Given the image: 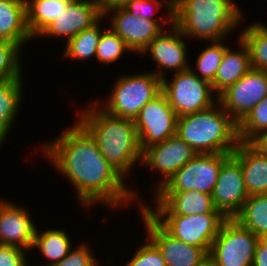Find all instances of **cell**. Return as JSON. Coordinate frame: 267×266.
Segmentation results:
<instances>
[{
  "mask_svg": "<svg viewBox=\"0 0 267 266\" xmlns=\"http://www.w3.org/2000/svg\"><path fill=\"white\" fill-rule=\"evenodd\" d=\"M31 38L26 23L25 0H0V39L22 47Z\"/></svg>",
  "mask_w": 267,
  "mask_h": 266,
  "instance_id": "cell-22",
  "label": "cell"
},
{
  "mask_svg": "<svg viewBox=\"0 0 267 266\" xmlns=\"http://www.w3.org/2000/svg\"><path fill=\"white\" fill-rule=\"evenodd\" d=\"M226 48L227 46H224L220 41H211L210 46L205 48L197 58L196 69L200 74L194 70L192 71L199 78L211 84L217 74Z\"/></svg>",
  "mask_w": 267,
  "mask_h": 266,
  "instance_id": "cell-30",
  "label": "cell"
},
{
  "mask_svg": "<svg viewBox=\"0 0 267 266\" xmlns=\"http://www.w3.org/2000/svg\"><path fill=\"white\" fill-rule=\"evenodd\" d=\"M164 3V4H163ZM167 5L168 9V17H165L167 19H164L165 23H170L168 25H172L173 24V8L169 5V3L167 1H159V0H133L131 2H129L126 6H124V8L130 12L131 14H133L135 17H140V18H144V19H149L152 21L157 22L161 27H162V23L158 22L155 18H153L152 12L154 13L156 11V7L155 9H153V6H157V9H159V6L162 7L163 5ZM159 5V6H158ZM154 10V11H153Z\"/></svg>",
  "mask_w": 267,
  "mask_h": 266,
  "instance_id": "cell-33",
  "label": "cell"
},
{
  "mask_svg": "<svg viewBox=\"0 0 267 266\" xmlns=\"http://www.w3.org/2000/svg\"><path fill=\"white\" fill-rule=\"evenodd\" d=\"M232 155L241 164L247 194H267V155L252 142H239Z\"/></svg>",
  "mask_w": 267,
  "mask_h": 266,
  "instance_id": "cell-20",
  "label": "cell"
},
{
  "mask_svg": "<svg viewBox=\"0 0 267 266\" xmlns=\"http://www.w3.org/2000/svg\"><path fill=\"white\" fill-rule=\"evenodd\" d=\"M182 0H167L169 5L174 8L178 3H180Z\"/></svg>",
  "mask_w": 267,
  "mask_h": 266,
  "instance_id": "cell-41",
  "label": "cell"
},
{
  "mask_svg": "<svg viewBox=\"0 0 267 266\" xmlns=\"http://www.w3.org/2000/svg\"><path fill=\"white\" fill-rule=\"evenodd\" d=\"M73 0H25L26 23L30 35L38 36L53 20L68 9Z\"/></svg>",
  "mask_w": 267,
  "mask_h": 266,
  "instance_id": "cell-23",
  "label": "cell"
},
{
  "mask_svg": "<svg viewBox=\"0 0 267 266\" xmlns=\"http://www.w3.org/2000/svg\"><path fill=\"white\" fill-rule=\"evenodd\" d=\"M170 235L207 254L226 218L218 211L201 215H151Z\"/></svg>",
  "mask_w": 267,
  "mask_h": 266,
  "instance_id": "cell-8",
  "label": "cell"
},
{
  "mask_svg": "<svg viewBox=\"0 0 267 266\" xmlns=\"http://www.w3.org/2000/svg\"><path fill=\"white\" fill-rule=\"evenodd\" d=\"M266 96L267 73L251 68L217 100L223 109L239 123Z\"/></svg>",
  "mask_w": 267,
  "mask_h": 266,
  "instance_id": "cell-11",
  "label": "cell"
},
{
  "mask_svg": "<svg viewBox=\"0 0 267 266\" xmlns=\"http://www.w3.org/2000/svg\"><path fill=\"white\" fill-rule=\"evenodd\" d=\"M172 33L162 31L142 53L149 52L156 62L158 71L153 72L157 77L163 79L164 70H174L175 73L191 68L187 63V45L182 39L185 37L182 32L174 25H170ZM162 69V70H161Z\"/></svg>",
  "mask_w": 267,
  "mask_h": 266,
  "instance_id": "cell-17",
  "label": "cell"
},
{
  "mask_svg": "<svg viewBox=\"0 0 267 266\" xmlns=\"http://www.w3.org/2000/svg\"><path fill=\"white\" fill-rule=\"evenodd\" d=\"M111 92L102 110L112 116L134 120L145 104L162 92V79L153 71L124 75L118 77Z\"/></svg>",
  "mask_w": 267,
  "mask_h": 266,
  "instance_id": "cell-5",
  "label": "cell"
},
{
  "mask_svg": "<svg viewBox=\"0 0 267 266\" xmlns=\"http://www.w3.org/2000/svg\"><path fill=\"white\" fill-rule=\"evenodd\" d=\"M257 148H259L265 155H267V132L260 135L256 140L252 142Z\"/></svg>",
  "mask_w": 267,
  "mask_h": 266,
  "instance_id": "cell-39",
  "label": "cell"
},
{
  "mask_svg": "<svg viewBox=\"0 0 267 266\" xmlns=\"http://www.w3.org/2000/svg\"><path fill=\"white\" fill-rule=\"evenodd\" d=\"M238 40L241 50L231 51L229 47L225 49L217 74L211 83L214 93L216 91V99L251 69L249 49L242 39Z\"/></svg>",
  "mask_w": 267,
  "mask_h": 266,
  "instance_id": "cell-21",
  "label": "cell"
},
{
  "mask_svg": "<svg viewBox=\"0 0 267 266\" xmlns=\"http://www.w3.org/2000/svg\"><path fill=\"white\" fill-rule=\"evenodd\" d=\"M110 11L114 13L111 17V29L124 40L131 51L138 54H141L163 30L157 22L135 17L124 7L110 9L103 17Z\"/></svg>",
  "mask_w": 267,
  "mask_h": 266,
  "instance_id": "cell-16",
  "label": "cell"
},
{
  "mask_svg": "<svg viewBox=\"0 0 267 266\" xmlns=\"http://www.w3.org/2000/svg\"><path fill=\"white\" fill-rule=\"evenodd\" d=\"M97 2L92 0H73L58 18L53 20L37 37L53 36L67 38V42L81 31L92 27L99 20L102 21Z\"/></svg>",
  "mask_w": 267,
  "mask_h": 266,
  "instance_id": "cell-15",
  "label": "cell"
},
{
  "mask_svg": "<svg viewBox=\"0 0 267 266\" xmlns=\"http://www.w3.org/2000/svg\"><path fill=\"white\" fill-rule=\"evenodd\" d=\"M259 239L267 235V194L250 195L233 218Z\"/></svg>",
  "mask_w": 267,
  "mask_h": 266,
  "instance_id": "cell-25",
  "label": "cell"
},
{
  "mask_svg": "<svg viewBox=\"0 0 267 266\" xmlns=\"http://www.w3.org/2000/svg\"><path fill=\"white\" fill-rule=\"evenodd\" d=\"M99 20L92 27L85 29L66 43L64 57L78 60L87 59L96 55L97 46L101 37Z\"/></svg>",
  "mask_w": 267,
  "mask_h": 266,
  "instance_id": "cell-28",
  "label": "cell"
},
{
  "mask_svg": "<svg viewBox=\"0 0 267 266\" xmlns=\"http://www.w3.org/2000/svg\"><path fill=\"white\" fill-rule=\"evenodd\" d=\"M23 79L0 80V146L7 138L22 99Z\"/></svg>",
  "mask_w": 267,
  "mask_h": 266,
  "instance_id": "cell-24",
  "label": "cell"
},
{
  "mask_svg": "<svg viewBox=\"0 0 267 266\" xmlns=\"http://www.w3.org/2000/svg\"><path fill=\"white\" fill-rule=\"evenodd\" d=\"M147 239L125 266H166L161 251L149 238Z\"/></svg>",
  "mask_w": 267,
  "mask_h": 266,
  "instance_id": "cell-34",
  "label": "cell"
},
{
  "mask_svg": "<svg viewBox=\"0 0 267 266\" xmlns=\"http://www.w3.org/2000/svg\"><path fill=\"white\" fill-rule=\"evenodd\" d=\"M33 247L38 248L46 259L52 261L47 266L63 260L72 249L70 238L66 232L58 229H47L40 233L36 229Z\"/></svg>",
  "mask_w": 267,
  "mask_h": 266,
  "instance_id": "cell-26",
  "label": "cell"
},
{
  "mask_svg": "<svg viewBox=\"0 0 267 266\" xmlns=\"http://www.w3.org/2000/svg\"><path fill=\"white\" fill-rule=\"evenodd\" d=\"M261 240L267 245V235H265Z\"/></svg>",
  "mask_w": 267,
  "mask_h": 266,
  "instance_id": "cell-42",
  "label": "cell"
},
{
  "mask_svg": "<svg viewBox=\"0 0 267 266\" xmlns=\"http://www.w3.org/2000/svg\"><path fill=\"white\" fill-rule=\"evenodd\" d=\"M140 214L146 234L161 251L166 266H198L208 254L195 245H189L170 235L141 205Z\"/></svg>",
  "mask_w": 267,
  "mask_h": 266,
  "instance_id": "cell-12",
  "label": "cell"
},
{
  "mask_svg": "<svg viewBox=\"0 0 267 266\" xmlns=\"http://www.w3.org/2000/svg\"><path fill=\"white\" fill-rule=\"evenodd\" d=\"M125 51L131 52L124 40L111 28L108 30L104 28L101 32L95 55L98 62L106 65L114 63Z\"/></svg>",
  "mask_w": 267,
  "mask_h": 266,
  "instance_id": "cell-31",
  "label": "cell"
},
{
  "mask_svg": "<svg viewBox=\"0 0 267 266\" xmlns=\"http://www.w3.org/2000/svg\"><path fill=\"white\" fill-rule=\"evenodd\" d=\"M82 112L78 122L94 138L109 164L123 177L135 163H141L142 150L134 120L112 116L102 110L98 101Z\"/></svg>",
  "mask_w": 267,
  "mask_h": 266,
  "instance_id": "cell-2",
  "label": "cell"
},
{
  "mask_svg": "<svg viewBox=\"0 0 267 266\" xmlns=\"http://www.w3.org/2000/svg\"><path fill=\"white\" fill-rule=\"evenodd\" d=\"M26 209L0 200V245L31 250L36 226Z\"/></svg>",
  "mask_w": 267,
  "mask_h": 266,
  "instance_id": "cell-19",
  "label": "cell"
},
{
  "mask_svg": "<svg viewBox=\"0 0 267 266\" xmlns=\"http://www.w3.org/2000/svg\"><path fill=\"white\" fill-rule=\"evenodd\" d=\"M230 155L228 153L197 154L156 192L194 190L212 194L221 166Z\"/></svg>",
  "mask_w": 267,
  "mask_h": 266,
  "instance_id": "cell-9",
  "label": "cell"
},
{
  "mask_svg": "<svg viewBox=\"0 0 267 266\" xmlns=\"http://www.w3.org/2000/svg\"><path fill=\"white\" fill-rule=\"evenodd\" d=\"M248 197L241 164L231 154L223 162L212 192L215 209L226 219H233L240 212Z\"/></svg>",
  "mask_w": 267,
  "mask_h": 266,
  "instance_id": "cell-13",
  "label": "cell"
},
{
  "mask_svg": "<svg viewBox=\"0 0 267 266\" xmlns=\"http://www.w3.org/2000/svg\"><path fill=\"white\" fill-rule=\"evenodd\" d=\"M25 250L16 246L0 245V266H28Z\"/></svg>",
  "mask_w": 267,
  "mask_h": 266,
  "instance_id": "cell-36",
  "label": "cell"
},
{
  "mask_svg": "<svg viewBox=\"0 0 267 266\" xmlns=\"http://www.w3.org/2000/svg\"><path fill=\"white\" fill-rule=\"evenodd\" d=\"M178 116L161 92L134 119L141 150L176 134Z\"/></svg>",
  "mask_w": 267,
  "mask_h": 266,
  "instance_id": "cell-10",
  "label": "cell"
},
{
  "mask_svg": "<svg viewBox=\"0 0 267 266\" xmlns=\"http://www.w3.org/2000/svg\"><path fill=\"white\" fill-rule=\"evenodd\" d=\"M233 0H182L173 8V24L184 36L222 41L242 19Z\"/></svg>",
  "mask_w": 267,
  "mask_h": 266,
  "instance_id": "cell-4",
  "label": "cell"
},
{
  "mask_svg": "<svg viewBox=\"0 0 267 266\" xmlns=\"http://www.w3.org/2000/svg\"><path fill=\"white\" fill-rule=\"evenodd\" d=\"M88 245L80 244L60 262L52 266H99Z\"/></svg>",
  "mask_w": 267,
  "mask_h": 266,
  "instance_id": "cell-35",
  "label": "cell"
},
{
  "mask_svg": "<svg viewBox=\"0 0 267 266\" xmlns=\"http://www.w3.org/2000/svg\"><path fill=\"white\" fill-rule=\"evenodd\" d=\"M18 44L0 39V80L22 79Z\"/></svg>",
  "mask_w": 267,
  "mask_h": 266,
  "instance_id": "cell-32",
  "label": "cell"
},
{
  "mask_svg": "<svg viewBox=\"0 0 267 266\" xmlns=\"http://www.w3.org/2000/svg\"><path fill=\"white\" fill-rule=\"evenodd\" d=\"M43 145L44 154L75 185L82 205L105 203L115 208L136 198L133 189L124 183L125 178L109 164L79 122Z\"/></svg>",
  "mask_w": 267,
  "mask_h": 266,
  "instance_id": "cell-1",
  "label": "cell"
},
{
  "mask_svg": "<svg viewBox=\"0 0 267 266\" xmlns=\"http://www.w3.org/2000/svg\"><path fill=\"white\" fill-rule=\"evenodd\" d=\"M92 1L97 2V5L101 13L104 15L110 9L124 7L133 0H92Z\"/></svg>",
  "mask_w": 267,
  "mask_h": 266,
  "instance_id": "cell-38",
  "label": "cell"
},
{
  "mask_svg": "<svg viewBox=\"0 0 267 266\" xmlns=\"http://www.w3.org/2000/svg\"><path fill=\"white\" fill-rule=\"evenodd\" d=\"M252 266H267V245L261 239L256 245Z\"/></svg>",
  "mask_w": 267,
  "mask_h": 266,
  "instance_id": "cell-37",
  "label": "cell"
},
{
  "mask_svg": "<svg viewBox=\"0 0 267 266\" xmlns=\"http://www.w3.org/2000/svg\"><path fill=\"white\" fill-rule=\"evenodd\" d=\"M157 207L150 205L143 208L150 215H201L215 210L212 194L200 191L155 192ZM149 206V207H148Z\"/></svg>",
  "mask_w": 267,
  "mask_h": 266,
  "instance_id": "cell-18",
  "label": "cell"
},
{
  "mask_svg": "<svg viewBox=\"0 0 267 266\" xmlns=\"http://www.w3.org/2000/svg\"><path fill=\"white\" fill-rule=\"evenodd\" d=\"M173 77L170 83L166 77L162 79V93L178 117L205 110L217 102L211 84L199 78L192 68Z\"/></svg>",
  "mask_w": 267,
  "mask_h": 266,
  "instance_id": "cell-6",
  "label": "cell"
},
{
  "mask_svg": "<svg viewBox=\"0 0 267 266\" xmlns=\"http://www.w3.org/2000/svg\"><path fill=\"white\" fill-rule=\"evenodd\" d=\"M267 132V96L238 123L240 142H253Z\"/></svg>",
  "mask_w": 267,
  "mask_h": 266,
  "instance_id": "cell-29",
  "label": "cell"
},
{
  "mask_svg": "<svg viewBox=\"0 0 267 266\" xmlns=\"http://www.w3.org/2000/svg\"><path fill=\"white\" fill-rule=\"evenodd\" d=\"M239 38L249 49L251 68L267 73V28L262 23L251 24Z\"/></svg>",
  "mask_w": 267,
  "mask_h": 266,
  "instance_id": "cell-27",
  "label": "cell"
},
{
  "mask_svg": "<svg viewBox=\"0 0 267 266\" xmlns=\"http://www.w3.org/2000/svg\"><path fill=\"white\" fill-rule=\"evenodd\" d=\"M198 266H216V264L207 256Z\"/></svg>",
  "mask_w": 267,
  "mask_h": 266,
  "instance_id": "cell-40",
  "label": "cell"
},
{
  "mask_svg": "<svg viewBox=\"0 0 267 266\" xmlns=\"http://www.w3.org/2000/svg\"><path fill=\"white\" fill-rule=\"evenodd\" d=\"M197 152L186 144L177 134L163 142L152 144L142 150L141 164L160 172L163 176L157 190L164 185L170 177L189 161Z\"/></svg>",
  "mask_w": 267,
  "mask_h": 266,
  "instance_id": "cell-14",
  "label": "cell"
},
{
  "mask_svg": "<svg viewBox=\"0 0 267 266\" xmlns=\"http://www.w3.org/2000/svg\"><path fill=\"white\" fill-rule=\"evenodd\" d=\"M260 239L234 219H226L212 242L208 257L216 266H252Z\"/></svg>",
  "mask_w": 267,
  "mask_h": 266,
  "instance_id": "cell-7",
  "label": "cell"
},
{
  "mask_svg": "<svg viewBox=\"0 0 267 266\" xmlns=\"http://www.w3.org/2000/svg\"><path fill=\"white\" fill-rule=\"evenodd\" d=\"M176 134L197 154H232L240 142L238 123L218 100L205 110L178 117Z\"/></svg>",
  "mask_w": 267,
  "mask_h": 266,
  "instance_id": "cell-3",
  "label": "cell"
}]
</instances>
